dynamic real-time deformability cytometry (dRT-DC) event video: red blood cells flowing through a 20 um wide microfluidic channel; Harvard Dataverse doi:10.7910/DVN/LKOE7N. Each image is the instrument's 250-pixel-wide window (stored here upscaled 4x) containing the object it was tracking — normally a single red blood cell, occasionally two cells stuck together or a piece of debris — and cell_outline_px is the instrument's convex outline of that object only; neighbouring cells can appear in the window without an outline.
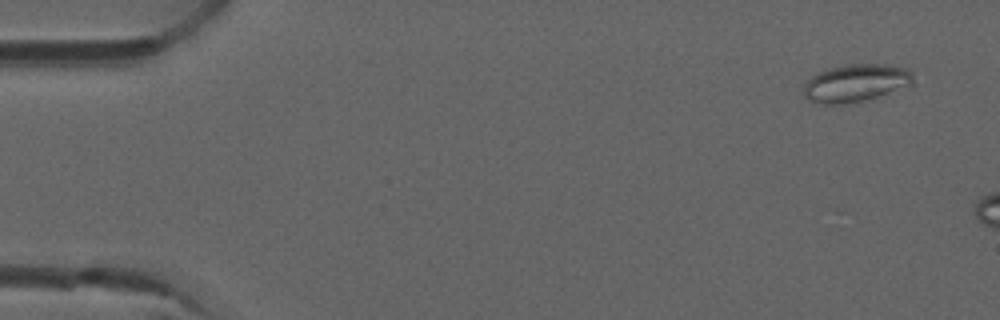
{"species": "common noctule bat (a hibernating species)", "species_latin": "Nyctalus noctula", "temperature_condition": "room temperature", "stored_images_in_passage": 10, "camera_frame_rate_fps": 3000, "um_per_image_px": 0.085, "animal": {"sex": "male", "forearm_length_mm": 52.5}, "frame": {"image": 1, "passage_image": 1, "time_ms": 0.0, "image_size_px": [1000, 320], "cell_outline_px": [[912, 84], [864, 100], [844, 104], [824, 104], [808, 100], [804, 96], [804, 84], [816, 72], [828, 68], [848, 64], [888, 64], [908, 68], [912, 72]], "centroid_in_image_um": [72.7, 7.04], "position_along_channel_um": 12.3, "area_um2": 23.87}}